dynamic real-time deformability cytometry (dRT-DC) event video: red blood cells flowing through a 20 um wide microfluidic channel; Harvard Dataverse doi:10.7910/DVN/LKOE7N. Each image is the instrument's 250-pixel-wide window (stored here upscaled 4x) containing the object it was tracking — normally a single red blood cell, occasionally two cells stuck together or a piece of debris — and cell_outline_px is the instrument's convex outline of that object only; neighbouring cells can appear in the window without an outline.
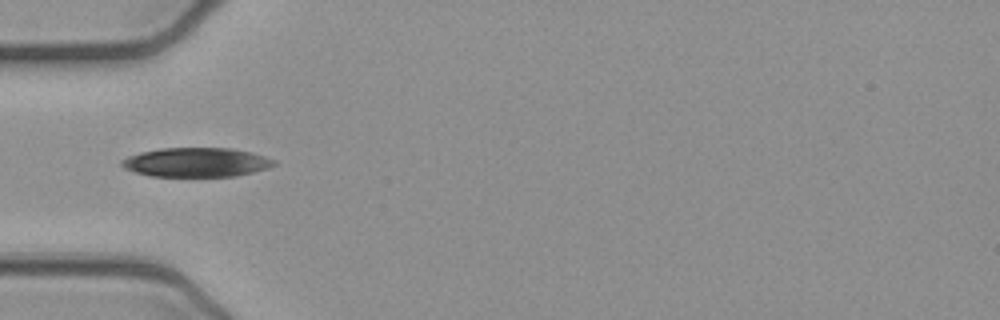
{"species": "common noctule bat (a hibernating species)", "species_latin": "Nyctalus noctula", "temperature_condition": "cold", "stored_images_in_passage": 24, "camera_frame_rate_fps": 3000, "um_per_image_px": 0.085, "animal": {"sex": "female", "body_mass_g": 21.9}, "frame": {"image": 1, "passage_image": 17, "time_ms": 5.333, "image_size_px": [1000, 320], "cell_outline_px": [[276, 164], [268, 168], [236, 176], [152, 176], [136, 172], [124, 168], [120, 164], [120, 160], [128, 156], [140, 152], [160, 148], [232, 148], [252, 152], [276, 160]], "centroid_in_image_um": [16.69, 13.79], "position_along_channel_um": 68.3, "area_um2": 25.95}}